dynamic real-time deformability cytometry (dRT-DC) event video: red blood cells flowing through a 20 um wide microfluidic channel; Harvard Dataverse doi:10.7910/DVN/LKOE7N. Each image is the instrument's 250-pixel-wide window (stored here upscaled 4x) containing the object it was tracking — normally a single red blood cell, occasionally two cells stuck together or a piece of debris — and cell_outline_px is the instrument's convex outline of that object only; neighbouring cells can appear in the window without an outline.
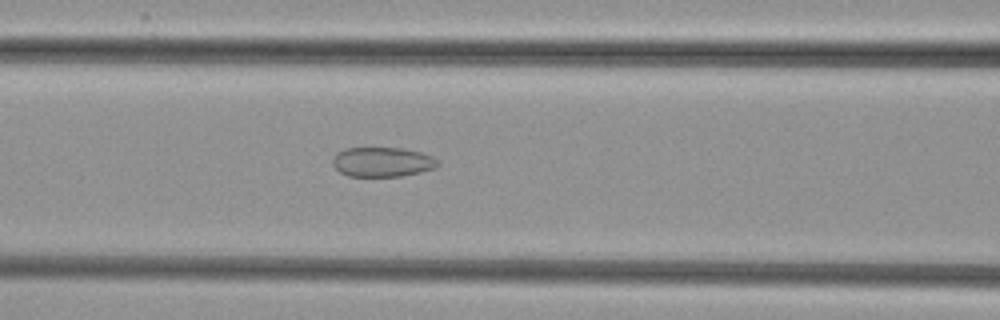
{"species": "common noctule bat (a hibernating species)", "species_latin": "Nyctalus noctula", "temperature_condition": "cold", "stored_images_in_passage": 42, "camera_frame_rate_fps": 3000, "um_per_image_px": 0.085, "animal": {"sex": "female", "body_mass_g": 29.2, "forearm_length_mm": 56.3}, "frame": {"image": 1, "passage_image": 21, "time_ms": 6.667, "image_size_px": [1000, 320], "cell_outline_px": [[440, 164], [436, 168], [420, 172], [400, 176], [348, 176], [340, 172], [332, 164], [332, 160], [336, 152], [344, 148], [400, 148], [420, 152], [432, 156], [440, 160]], "centroid_in_image_um": [32.51, 13.76], "position_along_channel_um": 134.1, "area_um2": 18.26}}
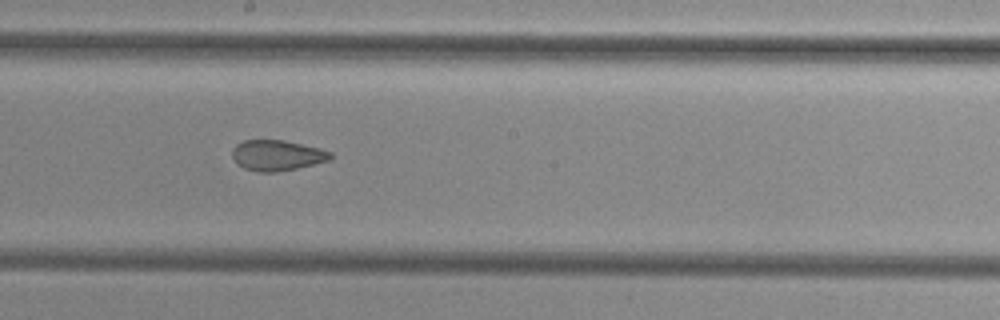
{"frame": {"image": 2, "passage_image": 28, "time_ms": 9.0, "image_size_px": [1000, 320], "cell_outline_px": [[332, 160], [296, 168], [276, 172], [256, 172], [244, 168], [232, 156], [232, 148], [236, 144], [244, 140], [284, 140], [320, 148], [332, 152]], "centroid_in_image_um": [23.57, 13.2], "position_along_channel_um": 224.6, "area_um2": 17.51}}
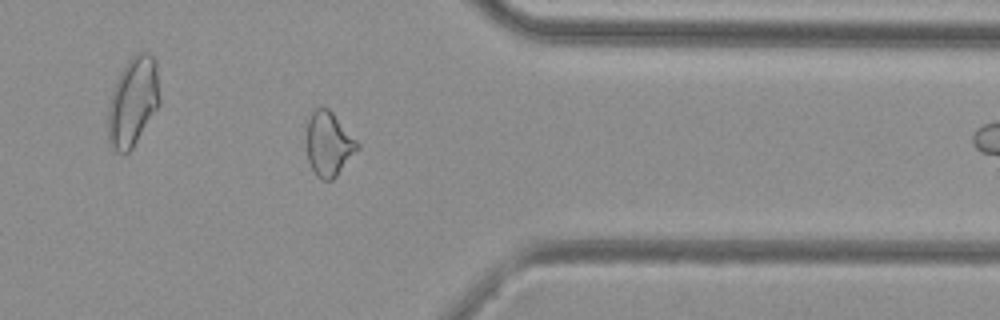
{"frame": {"image": 3, "passage_image": 41, "time_ms": 13.333, "image_size_px": [1000, 320], "cell_outline_px": [[360, 148], [336, 176], [332, 180], [320, 180], [316, 176], [308, 160], [308, 120], [312, 112], [316, 108], [328, 108], [332, 112], [360, 144]], "centroid_in_image_um": [27.97, 12.26], "position_along_channel_um": 383.4, "area_um2": 18.73}}